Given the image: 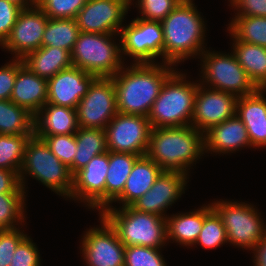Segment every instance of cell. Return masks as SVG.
Here are the masks:
<instances>
[{"label":"cell","instance_id":"cell-28","mask_svg":"<svg viewBox=\"0 0 266 266\" xmlns=\"http://www.w3.org/2000/svg\"><path fill=\"white\" fill-rule=\"evenodd\" d=\"M139 155L109 151V168L105 181V208L123 192L126 180Z\"/></svg>","mask_w":266,"mask_h":266},{"label":"cell","instance_id":"cell-22","mask_svg":"<svg viewBox=\"0 0 266 266\" xmlns=\"http://www.w3.org/2000/svg\"><path fill=\"white\" fill-rule=\"evenodd\" d=\"M205 153L229 154L252 147L247 129L237 114L204 133Z\"/></svg>","mask_w":266,"mask_h":266},{"label":"cell","instance_id":"cell-10","mask_svg":"<svg viewBox=\"0 0 266 266\" xmlns=\"http://www.w3.org/2000/svg\"><path fill=\"white\" fill-rule=\"evenodd\" d=\"M121 54L133 58V64L163 62V27L161 22L135 18L120 31ZM156 59V60H155Z\"/></svg>","mask_w":266,"mask_h":266},{"label":"cell","instance_id":"cell-42","mask_svg":"<svg viewBox=\"0 0 266 266\" xmlns=\"http://www.w3.org/2000/svg\"><path fill=\"white\" fill-rule=\"evenodd\" d=\"M21 10V7L10 1L0 0V46L9 37Z\"/></svg>","mask_w":266,"mask_h":266},{"label":"cell","instance_id":"cell-16","mask_svg":"<svg viewBox=\"0 0 266 266\" xmlns=\"http://www.w3.org/2000/svg\"><path fill=\"white\" fill-rule=\"evenodd\" d=\"M238 97L199 84L195 94L191 126L202 133L236 115Z\"/></svg>","mask_w":266,"mask_h":266},{"label":"cell","instance_id":"cell-45","mask_svg":"<svg viewBox=\"0 0 266 266\" xmlns=\"http://www.w3.org/2000/svg\"><path fill=\"white\" fill-rule=\"evenodd\" d=\"M2 193H25L15 171L0 169V194Z\"/></svg>","mask_w":266,"mask_h":266},{"label":"cell","instance_id":"cell-26","mask_svg":"<svg viewBox=\"0 0 266 266\" xmlns=\"http://www.w3.org/2000/svg\"><path fill=\"white\" fill-rule=\"evenodd\" d=\"M22 61L32 72L47 80L73 66L70 51L51 46H41L28 53Z\"/></svg>","mask_w":266,"mask_h":266},{"label":"cell","instance_id":"cell-46","mask_svg":"<svg viewBox=\"0 0 266 266\" xmlns=\"http://www.w3.org/2000/svg\"><path fill=\"white\" fill-rule=\"evenodd\" d=\"M251 252L254 256L253 266H266V234L259 241V243L251 250Z\"/></svg>","mask_w":266,"mask_h":266},{"label":"cell","instance_id":"cell-33","mask_svg":"<svg viewBox=\"0 0 266 266\" xmlns=\"http://www.w3.org/2000/svg\"><path fill=\"white\" fill-rule=\"evenodd\" d=\"M31 136L0 134V169L15 171L19 175Z\"/></svg>","mask_w":266,"mask_h":266},{"label":"cell","instance_id":"cell-39","mask_svg":"<svg viewBox=\"0 0 266 266\" xmlns=\"http://www.w3.org/2000/svg\"><path fill=\"white\" fill-rule=\"evenodd\" d=\"M48 145L51 152L68 168L73 164L77 153V142L75 134L41 136Z\"/></svg>","mask_w":266,"mask_h":266},{"label":"cell","instance_id":"cell-12","mask_svg":"<svg viewBox=\"0 0 266 266\" xmlns=\"http://www.w3.org/2000/svg\"><path fill=\"white\" fill-rule=\"evenodd\" d=\"M80 128L104 130L118 113L113 79L97 77L76 108Z\"/></svg>","mask_w":266,"mask_h":266},{"label":"cell","instance_id":"cell-3","mask_svg":"<svg viewBox=\"0 0 266 266\" xmlns=\"http://www.w3.org/2000/svg\"><path fill=\"white\" fill-rule=\"evenodd\" d=\"M193 0H183L162 22L163 63L177 66L206 49V25ZM199 55V56H198Z\"/></svg>","mask_w":266,"mask_h":266},{"label":"cell","instance_id":"cell-36","mask_svg":"<svg viewBox=\"0 0 266 266\" xmlns=\"http://www.w3.org/2000/svg\"><path fill=\"white\" fill-rule=\"evenodd\" d=\"M87 0H36V5L52 19H75Z\"/></svg>","mask_w":266,"mask_h":266},{"label":"cell","instance_id":"cell-44","mask_svg":"<svg viewBox=\"0 0 266 266\" xmlns=\"http://www.w3.org/2000/svg\"><path fill=\"white\" fill-rule=\"evenodd\" d=\"M235 15L266 17V0H228Z\"/></svg>","mask_w":266,"mask_h":266},{"label":"cell","instance_id":"cell-19","mask_svg":"<svg viewBox=\"0 0 266 266\" xmlns=\"http://www.w3.org/2000/svg\"><path fill=\"white\" fill-rule=\"evenodd\" d=\"M96 78L74 66L58 72L47 80V103L76 109Z\"/></svg>","mask_w":266,"mask_h":266},{"label":"cell","instance_id":"cell-5","mask_svg":"<svg viewBox=\"0 0 266 266\" xmlns=\"http://www.w3.org/2000/svg\"><path fill=\"white\" fill-rule=\"evenodd\" d=\"M103 216L115 229L125 247L140 245L161 249L167 241L166 218L140 212L132 206L106 207Z\"/></svg>","mask_w":266,"mask_h":266},{"label":"cell","instance_id":"cell-23","mask_svg":"<svg viewBox=\"0 0 266 266\" xmlns=\"http://www.w3.org/2000/svg\"><path fill=\"white\" fill-rule=\"evenodd\" d=\"M76 109L46 103L33 115V136L75 134L79 129Z\"/></svg>","mask_w":266,"mask_h":266},{"label":"cell","instance_id":"cell-24","mask_svg":"<svg viewBox=\"0 0 266 266\" xmlns=\"http://www.w3.org/2000/svg\"><path fill=\"white\" fill-rule=\"evenodd\" d=\"M163 170L146 155L139 157L128 176L123 192L113 201L131 206L154 185Z\"/></svg>","mask_w":266,"mask_h":266},{"label":"cell","instance_id":"cell-43","mask_svg":"<svg viewBox=\"0 0 266 266\" xmlns=\"http://www.w3.org/2000/svg\"><path fill=\"white\" fill-rule=\"evenodd\" d=\"M17 74V59L0 67V100H10Z\"/></svg>","mask_w":266,"mask_h":266},{"label":"cell","instance_id":"cell-17","mask_svg":"<svg viewBox=\"0 0 266 266\" xmlns=\"http://www.w3.org/2000/svg\"><path fill=\"white\" fill-rule=\"evenodd\" d=\"M48 19L36 4L22 9L9 37L0 47L15 54L13 58L23 59L28 53L41 47Z\"/></svg>","mask_w":266,"mask_h":266},{"label":"cell","instance_id":"cell-20","mask_svg":"<svg viewBox=\"0 0 266 266\" xmlns=\"http://www.w3.org/2000/svg\"><path fill=\"white\" fill-rule=\"evenodd\" d=\"M10 100L35 114L47 103V79L32 72L17 59V74Z\"/></svg>","mask_w":266,"mask_h":266},{"label":"cell","instance_id":"cell-31","mask_svg":"<svg viewBox=\"0 0 266 266\" xmlns=\"http://www.w3.org/2000/svg\"><path fill=\"white\" fill-rule=\"evenodd\" d=\"M80 33L76 19L49 18L41 46H51L72 52Z\"/></svg>","mask_w":266,"mask_h":266},{"label":"cell","instance_id":"cell-7","mask_svg":"<svg viewBox=\"0 0 266 266\" xmlns=\"http://www.w3.org/2000/svg\"><path fill=\"white\" fill-rule=\"evenodd\" d=\"M117 35V36H116ZM119 34L81 32L71 52L72 65L96 77L111 78L124 66Z\"/></svg>","mask_w":266,"mask_h":266},{"label":"cell","instance_id":"cell-13","mask_svg":"<svg viewBox=\"0 0 266 266\" xmlns=\"http://www.w3.org/2000/svg\"><path fill=\"white\" fill-rule=\"evenodd\" d=\"M100 226L85 231L81 253L86 266H124L125 246L109 222L100 215Z\"/></svg>","mask_w":266,"mask_h":266},{"label":"cell","instance_id":"cell-25","mask_svg":"<svg viewBox=\"0 0 266 266\" xmlns=\"http://www.w3.org/2000/svg\"><path fill=\"white\" fill-rule=\"evenodd\" d=\"M213 210L211 203L186 213L172 214L166 217L167 241L183 247L195 244L201 232L205 217Z\"/></svg>","mask_w":266,"mask_h":266},{"label":"cell","instance_id":"cell-11","mask_svg":"<svg viewBox=\"0 0 266 266\" xmlns=\"http://www.w3.org/2000/svg\"><path fill=\"white\" fill-rule=\"evenodd\" d=\"M151 128L145 116L118 112L104 129L107 150L145 156Z\"/></svg>","mask_w":266,"mask_h":266},{"label":"cell","instance_id":"cell-6","mask_svg":"<svg viewBox=\"0 0 266 266\" xmlns=\"http://www.w3.org/2000/svg\"><path fill=\"white\" fill-rule=\"evenodd\" d=\"M28 174V175H27ZM26 177L30 175L44 186L66 199L73 187V175L49 149L43 139L31 136L25 148L19 180L26 193Z\"/></svg>","mask_w":266,"mask_h":266},{"label":"cell","instance_id":"cell-18","mask_svg":"<svg viewBox=\"0 0 266 266\" xmlns=\"http://www.w3.org/2000/svg\"><path fill=\"white\" fill-rule=\"evenodd\" d=\"M189 175L163 171L154 185L131 206L140 212L152 213L166 218L168 207L185 193Z\"/></svg>","mask_w":266,"mask_h":266},{"label":"cell","instance_id":"cell-15","mask_svg":"<svg viewBox=\"0 0 266 266\" xmlns=\"http://www.w3.org/2000/svg\"><path fill=\"white\" fill-rule=\"evenodd\" d=\"M109 168V151L96 155L73 175L70 200L83 202L100 214L105 209V181Z\"/></svg>","mask_w":266,"mask_h":266},{"label":"cell","instance_id":"cell-14","mask_svg":"<svg viewBox=\"0 0 266 266\" xmlns=\"http://www.w3.org/2000/svg\"><path fill=\"white\" fill-rule=\"evenodd\" d=\"M130 0H87L77 13L79 30L86 33L120 34Z\"/></svg>","mask_w":266,"mask_h":266},{"label":"cell","instance_id":"cell-37","mask_svg":"<svg viewBox=\"0 0 266 266\" xmlns=\"http://www.w3.org/2000/svg\"><path fill=\"white\" fill-rule=\"evenodd\" d=\"M160 250L140 245L125 247L124 266H167Z\"/></svg>","mask_w":266,"mask_h":266},{"label":"cell","instance_id":"cell-27","mask_svg":"<svg viewBox=\"0 0 266 266\" xmlns=\"http://www.w3.org/2000/svg\"><path fill=\"white\" fill-rule=\"evenodd\" d=\"M230 35L236 60L258 89H266V48L238 41Z\"/></svg>","mask_w":266,"mask_h":266},{"label":"cell","instance_id":"cell-2","mask_svg":"<svg viewBox=\"0 0 266 266\" xmlns=\"http://www.w3.org/2000/svg\"><path fill=\"white\" fill-rule=\"evenodd\" d=\"M203 154L204 133L193 126L151 128L146 156L163 171L189 175Z\"/></svg>","mask_w":266,"mask_h":266},{"label":"cell","instance_id":"cell-41","mask_svg":"<svg viewBox=\"0 0 266 266\" xmlns=\"http://www.w3.org/2000/svg\"><path fill=\"white\" fill-rule=\"evenodd\" d=\"M18 228L0 230V266H9L18 244L27 236Z\"/></svg>","mask_w":266,"mask_h":266},{"label":"cell","instance_id":"cell-40","mask_svg":"<svg viewBox=\"0 0 266 266\" xmlns=\"http://www.w3.org/2000/svg\"><path fill=\"white\" fill-rule=\"evenodd\" d=\"M33 240L26 236L17 246L9 266H41L40 252Z\"/></svg>","mask_w":266,"mask_h":266},{"label":"cell","instance_id":"cell-32","mask_svg":"<svg viewBox=\"0 0 266 266\" xmlns=\"http://www.w3.org/2000/svg\"><path fill=\"white\" fill-rule=\"evenodd\" d=\"M228 25L238 41L266 48V17L235 15Z\"/></svg>","mask_w":266,"mask_h":266},{"label":"cell","instance_id":"cell-4","mask_svg":"<svg viewBox=\"0 0 266 266\" xmlns=\"http://www.w3.org/2000/svg\"><path fill=\"white\" fill-rule=\"evenodd\" d=\"M175 70L163 84L148 120L152 128L191 125L198 81H187V74Z\"/></svg>","mask_w":266,"mask_h":266},{"label":"cell","instance_id":"cell-34","mask_svg":"<svg viewBox=\"0 0 266 266\" xmlns=\"http://www.w3.org/2000/svg\"><path fill=\"white\" fill-rule=\"evenodd\" d=\"M25 201L26 193L0 194V230L18 228L25 223Z\"/></svg>","mask_w":266,"mask_h":266},{"label":"cell","instance_id":"cell-35","mask_svg":"<svg viewBox=\"0 0 266 266\" xmlns=\"http://www.w3.org/2000/svg\"><path fill=\"white\" fill-rule=\"evenodd\" d=\"M229 243L226 229L221 217L213 209L204 219L199 236L194 244L203 246L204 249H214L218 246Z\"/></svg>","mask_w":266,"mask_h":266},{"label":"cell","instance_id":"cell-29","mask_svg":"<svg viewBox=\"0 0 266 266\" xmlns=\"http://www.w3.org/2000/svg\"><path fill=\"white\" fill-rule=\"evenodd\" d=\"M75 138L77 153L75 154L73 164L69 167L72 175L85 167L93 157L108 151L104 130L79 128L75 133Z\"/></svg>","mask_w":266,"mask_h":266},{"label":"cell","instance_id":"cell-21","mask_svg":"<svg viewBox=\"0 0 266 266\" xmlns=\"http://www.w3.org/2000/svg\"><path fill=\"white\" fill-rule=\"evenodd\" d=\"M266 89L238 97L236 114L245 125L252 148H266Z\"/></svg>","mask_w":266,"mask_h":266},{"label":"cell","instance_id":"cell-30","mask_svg":"<svg viewBox=\"0 0 266 266\" xmlns=\"http://www.w3.org/2000/svg\"><path fill=\"white\" fill-rule=\"evenodd\" d=\"M0 134L33 135V114L11 100H0Z\"/></svg>","mask_w":266,"mask_h":266},{"label":"cell","instance_id":"cell-47","mask_svg":"<svg viewBox=\"0 0 266 266\" xmlns=\"http://www.w3.org/2000/svg\"><path fill=\"white\" fill-rule=\"evenodd\" d=\"M7 1H10V2L18 5L22 9L32 7L36 4V0H7Z\"/></svg>","mask_w":266,"mask_h":266},{"label":"cell","instance_id":"cell-9","mask_svg":"<svg viewBox=\"0 0 266 266\" xmlns=\"http://www.w3.org/2000/svg\"><path fill=\"white\" fill-rule=\"evenodd\" d=\"M211 205L222 219L229 244L252 250L266 234V224L251 203L221 199Z\"/></svg>","mask_w":266,"mask_h":266},{"label":"cell","instance_id":"cell-1","mask_svg":"<svg viewBox=\"0 0 266 266\" xmlns=\"http://www.w3.org/2000/svg\"><path fill=\"white\" fill-rule=\"evenodd\" d=\"M174 67L163 62L125 64L112 77L118 112L148 117L163 84L177 69Z\"/></svg>","mask_w":266,"mask_h":266},{"label":"cell","instance_id":"cell-8","mask_svg":"<svg viewBox=\"0 0 266 266\" xmlns=\"http://www.w3.org/2000/svg\"><path fill=\"white\" fill-rule=\"evenodd\" d=\"M200 58L202 79L199 84L237 97L250 95L258 89L232 52L227 54L205 49Z\"/></svg>","mask_w":266,"mask_h":266},{"label":"cell","instance_id":"cell-38","mask_svg":"<svg viewBox=\"0 0 266 266\" xmlns=\"http://www.w3.org/2000/svg\"><path fill=\"white\" fill-rule=\"evenodd\" d=\"M130 0V5H134ZM136 1V0H135ZM183 0H137L141 19L162 22Z\"/></svg>","mask_w":266,"mask_h":266}]
</instances>
